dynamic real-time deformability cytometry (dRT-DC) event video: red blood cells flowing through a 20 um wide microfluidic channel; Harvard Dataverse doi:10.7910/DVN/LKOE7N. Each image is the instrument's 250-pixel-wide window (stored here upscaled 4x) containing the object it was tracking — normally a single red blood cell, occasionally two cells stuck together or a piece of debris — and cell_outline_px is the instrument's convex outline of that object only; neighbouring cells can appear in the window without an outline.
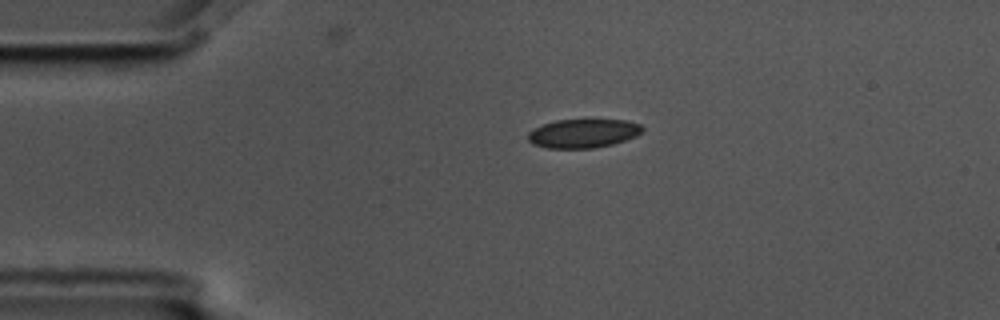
{"species": "common noctule bat (a hibernating species)", "species_latin": "Nyctalus noctula", "temperature_condition": "cold", "stored_images_in_passage": 2, "camera_frame_rate_fps": 3000, "um_per_image_px": 0.085, "animal": {"sex": "male", "body_mass_g": 17.5, "forearm_length_mm": 52.3}, "frame": {"image": 1, "passage_image": 1, "time_ms": 0.0, "image_size_px": [1000, 320], "cell_outline_px": [[644, 128], [636, 136], [612, 144], [592, 148], [548, 148], [532, 144], [528, 140], [528, 132], [544, 124], [556, 120], [628, 120], [640, 124]], "centroid_in_image_um": [49.57, 11.34], "position_along_channel_um": 35.4, "area_um2": 19.02}}